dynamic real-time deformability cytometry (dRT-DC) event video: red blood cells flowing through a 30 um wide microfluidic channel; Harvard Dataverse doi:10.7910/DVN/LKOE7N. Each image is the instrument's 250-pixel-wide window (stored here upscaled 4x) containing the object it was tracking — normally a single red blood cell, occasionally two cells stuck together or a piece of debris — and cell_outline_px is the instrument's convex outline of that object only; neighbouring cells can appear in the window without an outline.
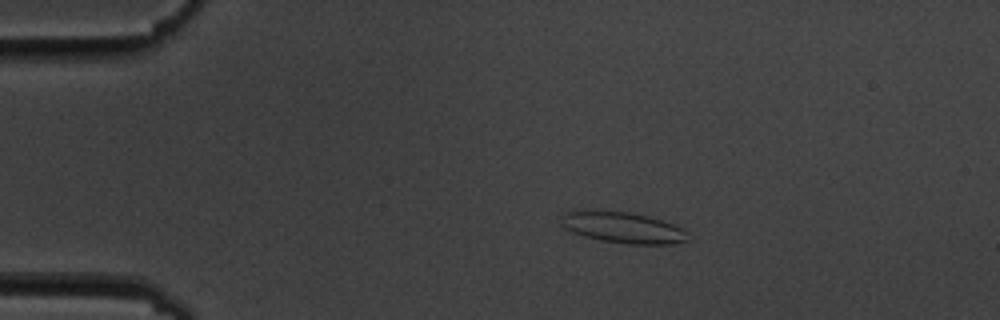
{"species": "common noctule bat (a hibernating species)", "species_latin": "Nyctalus noctula", "temperature_condition": "cold", "stored_images_in_passage": 5, "camera_frame_rate_fps": 3000, "um_per_image_px": 0.085, "animal": {"sex": "male", "body_mass_g": 19.5, "forearm_length_mm": 54.6}, "frame": {"image": 1, "passage_image": 3, "time_ms": 2.333, "image_size_px": [1000, 320], "cell_outline_px": [[688, 240], [672, 244], [628, 244], [600, 240], [584, 236], [572, 232], [564, 228], [560, 224], [560, 216], [564, 212], [572, 208], [584, 208], [632, 212], [648, 216], [684, 228], [688, 232]], "centroid_in_image_um": [52.84, 19.29], "position_along_channel_um": 32.2, "area_um2": 23.81}}